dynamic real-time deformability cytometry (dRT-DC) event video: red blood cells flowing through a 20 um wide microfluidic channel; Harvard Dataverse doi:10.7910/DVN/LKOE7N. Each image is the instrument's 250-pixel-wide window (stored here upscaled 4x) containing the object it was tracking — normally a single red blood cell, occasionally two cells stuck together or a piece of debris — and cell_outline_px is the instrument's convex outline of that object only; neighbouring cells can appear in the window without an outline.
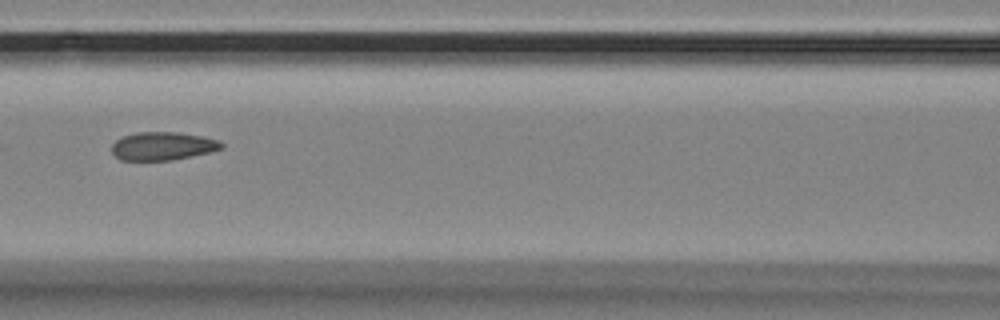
{"species": "Egyptian fruit bat (a non-hibernating species)", "species_latin": "Rousettus aegyptiacus", "temperature_condition": "room temperature", "stored_images_in_passage": 10, "camera_frame_rate_fps": 3000, "um_per_image_px": 0.085, "animal": {"sex": "female"}, "frame": {"image": 1, "passage_image": 7, "time_ms": 2.0, "image_size_px": [1000, 320], "cell_outline_px": [[224, 148], [208, 152], [172, 160], [120, 160], [112, 152], [112, 144], [116, 140], [124, 136], [136, 132], [176, 132], [200, 136], [220, 140], [224, 144]], "centroid_in_image_um": [13.83, 12.41], "position_along_channel_um": 152.8, "area_um2": 17.92}}
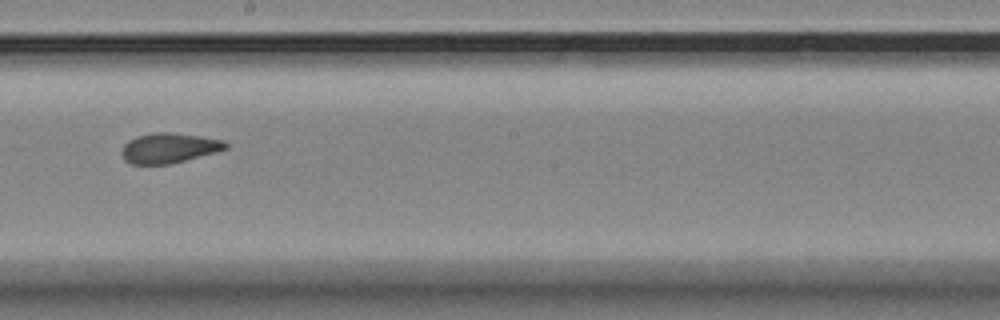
{"frame": {"image": 2, "passage_image": 9, "time_ms": 2.667, "image_size_px": [1000, 320], "cell_outline_px": [[228, 148], [216, 152], [168, 164], [132, 164], [124, 160], [120, 152], [124, 144], [128, 140], [136, 136], [152, 132], [172, 132], [200, 136], [224, 140], [228, 144]], "centroid_in_image_um": [14.34, 12.57], "position_along_channel_um": 233.9, "area_um2": 18.26}}
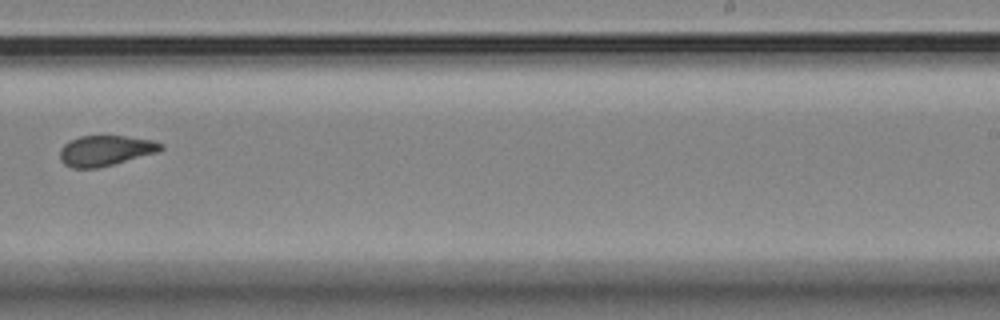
{"frame": {"image": 3, "passage_image": 10, "time_ms": 3.0, "image_size_px": [1000, 320], "cell_outline_px": [[164, 148], [160, 152], [96, 168], [72, 168], [64, 164], [60, 160], [60, 148], [68, 140], [80, 136], [124, 136], [152, 140], [164, 144]], "centroid_in_image_um": [8.96, 12.8], "position_along_channel_um": 280.0, "area_um2": 17.98}}